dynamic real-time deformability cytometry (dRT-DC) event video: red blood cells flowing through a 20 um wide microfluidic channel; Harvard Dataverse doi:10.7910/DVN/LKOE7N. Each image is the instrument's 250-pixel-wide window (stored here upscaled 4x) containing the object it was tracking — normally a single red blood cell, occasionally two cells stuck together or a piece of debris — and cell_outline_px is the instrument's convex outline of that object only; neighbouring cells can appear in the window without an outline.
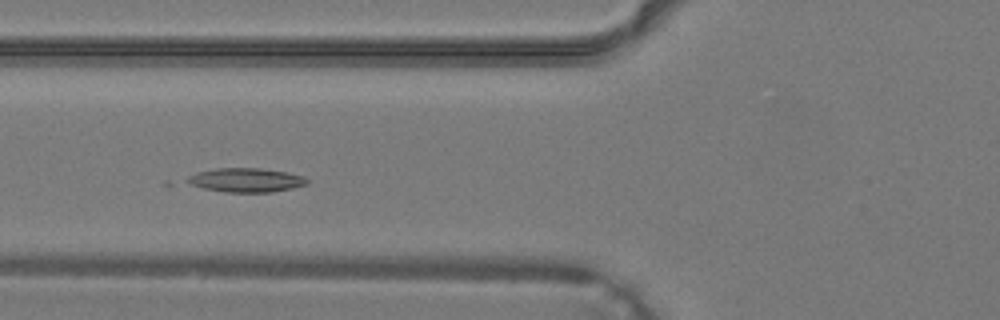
{"species": "common noctule bat (a hibernating species)", "species_latin": "Nyctalus noctula", "temperature_condition": "warm", "stored_images_in_passage": 30, "camera_frame_rate_fps": 3000, "um_per_image_px": 0.085, "animal": {"sex": "male", "body_mass_g": 19.2, "forearm_length_mm": 51.8}, "frame": {"image": 1, "passage_image": 6, "time_ms": 1.667, "image_size_px": [1000, 320], "cell_outline_px": [[308, 184], [292, 188], [272, 192], [224, 192], [204, 188], [188, 184], [180, 180], [196, 172], [216, 168], [260, 168], [284, 172], [304, 176], [308, 180]], "centroid_in_image_um": [20.83, 15.31], "position_along_channel_um": 105.0, "area_um2": 16.94}}
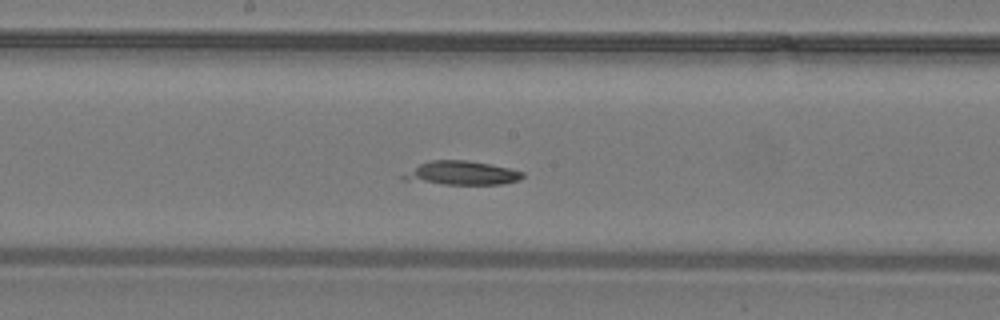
{"frame": {"image": 2, "passage_image": 12, "time_ms": 3.667, "image_size_px": [1000, 320], "cell_outline_px": [[524, 176], [520, 180], [500, 184], [444, 184], [404, 180], [400, 176], [420, 164], [432, 160], [468, 160], [508, 168], [524, 172]], "centroid_in_image_um": [39.24, 14.71], "position_along_channel_um": 209.0, "area_um2": 16.36}}
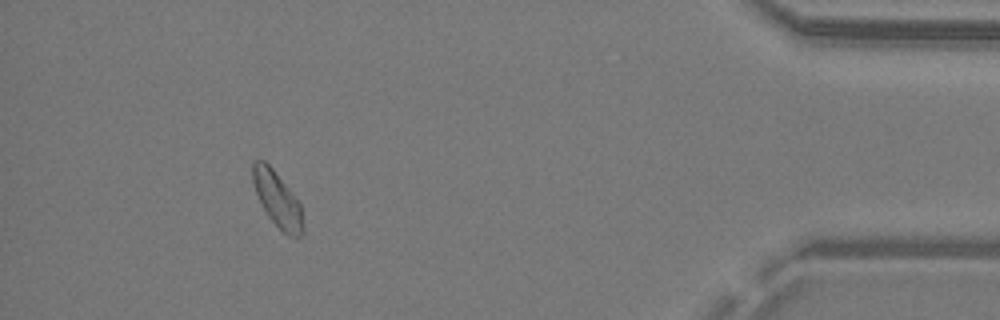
{"frame": {"image": 3, "passage_image": 27, "time_ms": 8.667, "image_size_px": [1000, 320], "cell_outline_px": [[304, 232], [300, 236], [288, 236], [268, 216], [256, 192], [252, 180], [252, 160], [264, 160], [272, 168], [288, 188], [300, 204], [304, 228]], "centroid_in_image_um": [23.57, 16.93], "position_along_channel_um": 411.6, "area_um2": 15.78}}